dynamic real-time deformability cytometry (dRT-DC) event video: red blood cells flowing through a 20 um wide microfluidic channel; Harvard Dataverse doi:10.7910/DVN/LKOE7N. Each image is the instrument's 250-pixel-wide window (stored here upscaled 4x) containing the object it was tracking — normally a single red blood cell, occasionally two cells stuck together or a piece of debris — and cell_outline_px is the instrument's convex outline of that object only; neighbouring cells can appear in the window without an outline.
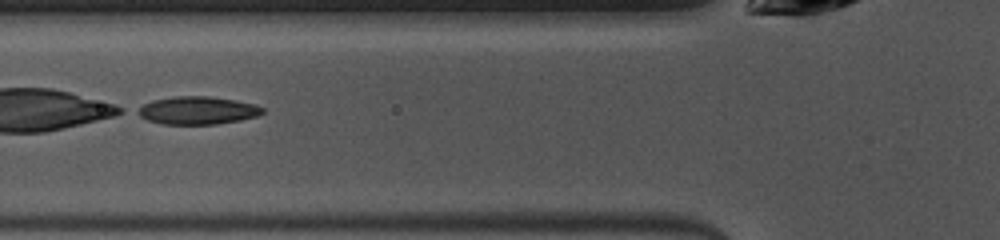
{"species": "common noctule bat (a hibernating species)", "species_latin": "Nyctalus noctula", "temperature_condition": "warm", "stored_images_in_passage": 42, "camera_frame_rate_fps": 3000, "um_per_image_px": 0.085, "animal": {"sex": "female", "body_mass_g": 10.0, "forearm_length_mm": 53.1}, "frame": {"image": 1, "passage_image": 11, "time_ms": 3.333, "image_size_px": [1000, 240], "cell_outline_px": [[264, 112], [256, 116], [240, 120], [216, 124], [164, 124], [148, 120], [132, 112], [136, 108], [152, 100], [176, 96], [208, 96], [236, 100], [256, 104], [264, 108]], "centroid_in_image_um": [16.76, 9.38], "position_along_channel_um": 109.0, "area_um2": 20.4}}
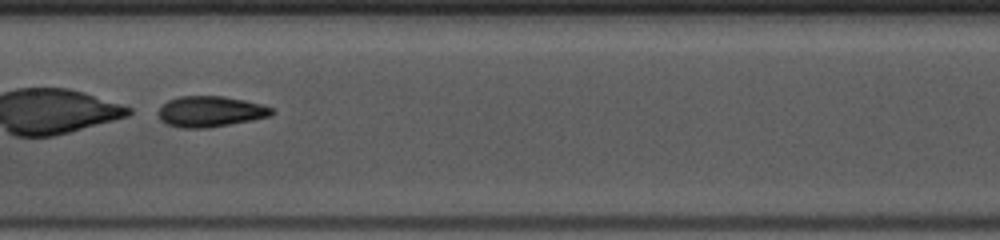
{"frame": {"image": 2, "passage_image": 17, "time_ms": 5.333, "image_size_px": [1000, 240], "cell_outline_px": [[276, 112], [272, 116], [252, 120], [208, 128], [180, 128], [168, 124], [160, 120], [160, 108], [168, 100], [180, 96], [224, 96], [244, 100], [260, 104], [272, 108]], "centroid_in_image_um": [17.92, 9.48], "position_along_channel_um": 189.5, "area_um2": 20.29}}
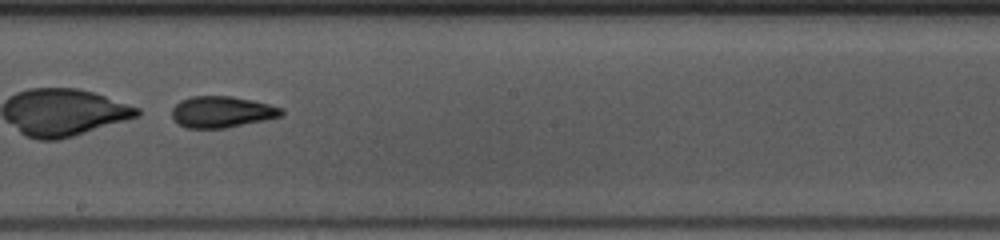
{"frame": {"image": 3, "passage_image": 20, "time_ms": 6.333, "image_size_px": [1000, 240], "cell_outline_px": [[284, 116], [224, 128], [188, 128], [180, 124], [172, 116], [172, 108], [180, 100], [192, 96], [232, 96], [252, 100], [284, 108]], "centroid_in_image_um": [18.89, 9.5], "position_along_channel_um": 229.3, "area_um2": 19.94}, "authors_computed_cell_mechanics": {"area_um2": 20.7213, "velocity_mm_per_s": 3.9896, "shape_relaxation_time_tau1_ms": 2.0011, "shape_relaxation_time_tau2_ms": 4.4592, "deformation_change_tau1": 0.2294, "deformation_change_tau2": 0.0618}}